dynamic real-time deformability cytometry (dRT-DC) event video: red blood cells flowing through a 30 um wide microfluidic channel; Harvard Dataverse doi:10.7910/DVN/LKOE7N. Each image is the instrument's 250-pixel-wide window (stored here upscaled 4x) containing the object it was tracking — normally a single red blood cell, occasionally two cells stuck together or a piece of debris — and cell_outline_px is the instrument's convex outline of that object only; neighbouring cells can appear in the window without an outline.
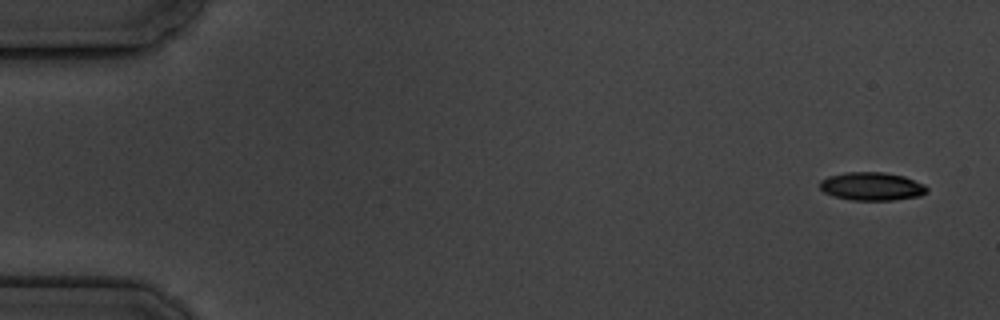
{"species": "common noctule bat (a hibernating species)", "species_latin": "Nyctalus noctula", "temperature_condition": "cold", "stored_images_in_passage": 5, "camera_frame_rate_fps": 3000, "um_per_image_px": 0.085, "animal": {"sex": "male", "body_mass_g": 19.5, "forearm_length_mm": 54.6}, "frame": {"image": 1, "passage_image": 1, "time_ms": 0.0, "image_size_px": [1000, 320], "cell_outline_px": [[928, 192], [920, 196], [892, 200], [852, 200], [836, 196], [824, 192], [820, 188], [820, 180], [828, 176], [844, 172], [884, 172], [904, 176], [924, 184], [928, 188]], "centroid_in_image_um": [74.12, 15.83], "position_along_channel_um": 10.9, "area_um2": 17.63}}
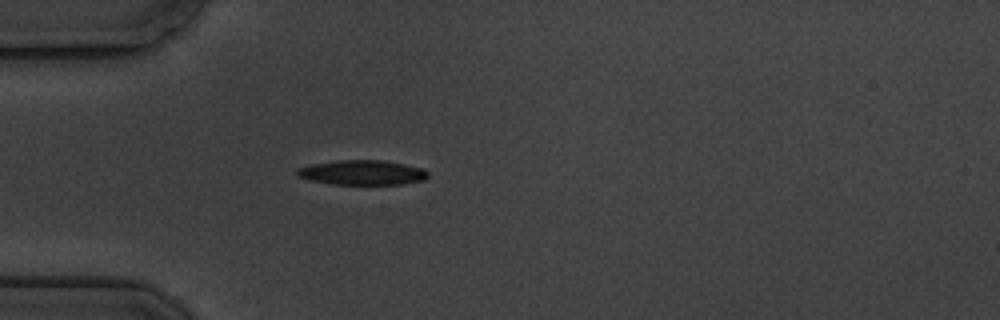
{"frame": {"image": 2, "passage_image": 5, "time_ms": 4.667, "image_size_px": [1000, 320], "cell_outline_px": [[428, 176], [424, 180], [404, 184], [332, 184], [308, 180], [296, 176], [296, 168], [312, 164], [336, 160], [380, 160], [404, 164], [420, 168], [428, 172]], "centroid_in_image_um": [30.74, 14.67], "position_along_channel_um": 54.3, "area_um2": 18.9}}